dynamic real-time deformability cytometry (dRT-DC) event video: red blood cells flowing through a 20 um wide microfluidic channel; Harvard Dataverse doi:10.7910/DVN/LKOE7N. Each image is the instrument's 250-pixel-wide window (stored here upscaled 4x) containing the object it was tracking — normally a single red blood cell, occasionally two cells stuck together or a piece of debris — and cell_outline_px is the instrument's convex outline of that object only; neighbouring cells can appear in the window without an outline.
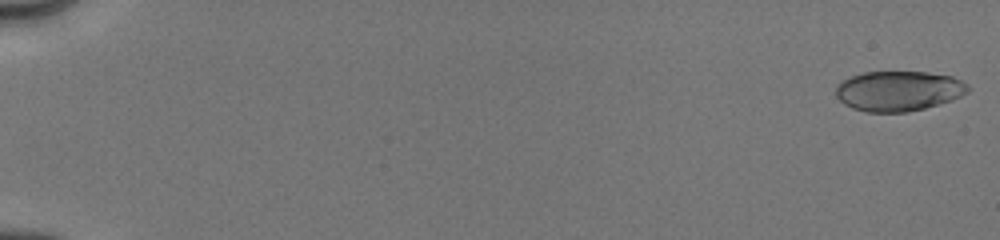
{"species": "human", "species_latin": "Homo sapiens", "temperature_condition": "cold", "stored_images_in_passage": 8, "camera_frame_rate_fps": 3000, "um_per_image_px": 0.085, "donor": {"sex": "male"}, "frame": {"image": 1, "passage_image": 1, "time_ms": 0.0, "image_size_px": [1000, 240], "cell_outline_px": [[968, 92], [952, 100], [924, 108], [908, 112], [864, 112], [852, 108], [844, 104], [836, 96], [836, 84], [852, 76], [864, 72], [928, 72], [952, 76], [968, 84]], "centroid_in_image_um": [76.36, 7.73], "position_along_channel_um": 8.6, "area_um2": 30.87}}